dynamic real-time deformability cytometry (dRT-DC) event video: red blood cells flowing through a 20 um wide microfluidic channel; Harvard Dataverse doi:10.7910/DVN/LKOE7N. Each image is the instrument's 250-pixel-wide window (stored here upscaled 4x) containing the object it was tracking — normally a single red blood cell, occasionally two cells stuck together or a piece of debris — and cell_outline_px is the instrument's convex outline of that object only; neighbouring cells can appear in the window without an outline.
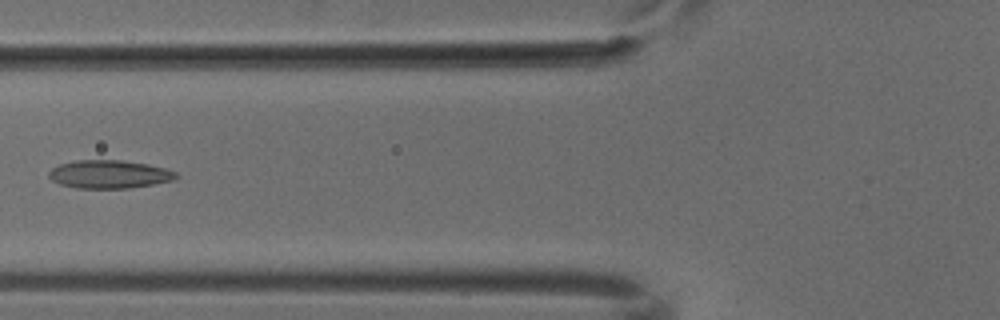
{"species": "common noctule bat (a hibernating species)", "species_latin": "Nyctalus noctula", "temperature_condition": "cold", "stored_images_in_passage": 4, "camera_frame_rate_fps": 3000, "um_per_image_px": 0.085, "animal": {"sex": "male", "body_mass_g": 18.8}, "frame": {"image": 1, "passage_image": 3, "time_ms": 0.667, "image_size_px": [1000, 320], "cell_outline_px": [[180, 176], [172, 180], [152, 184], [128, 188], [76, 188], [60, 184], [52, 180], [48, 176], [48, 172], [52, 168], [60, 164], [76, 160], [120, 160], [148, 164], [164, 168], [176, 172]], "centroid_in_image_um": [9.27, 14.81], "position_along_channel_um": 116.5, "area_um2": 20.81}}
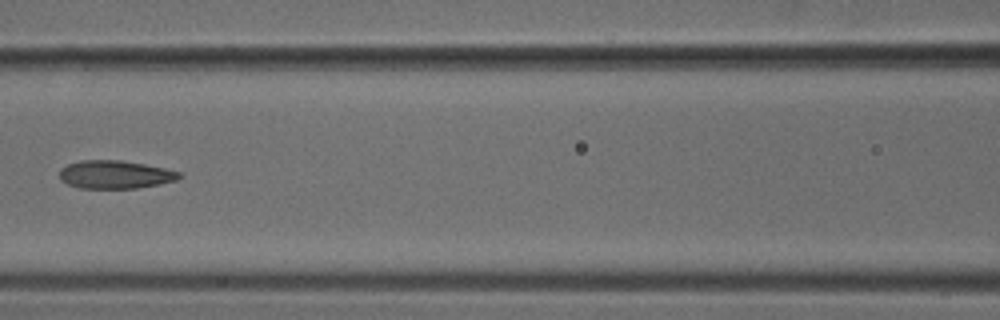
{"frame": {"image": 2, "passage_image": 4, "time_ms": 1.0, "image_size_px": [1000, 320], "cell_outline_px": [[180, 176], [176, 180], [136, 188], [80, 188], [68, 184], [60, 180], [60, 168], [68, 164], [80, 160], [120, 160], [144, 164], [164, 168], [180, 172]], "centroid_in_image_um": [9.73, 14.83], "position_along_channel_um": 156.9, "area_um2": 19.42}}